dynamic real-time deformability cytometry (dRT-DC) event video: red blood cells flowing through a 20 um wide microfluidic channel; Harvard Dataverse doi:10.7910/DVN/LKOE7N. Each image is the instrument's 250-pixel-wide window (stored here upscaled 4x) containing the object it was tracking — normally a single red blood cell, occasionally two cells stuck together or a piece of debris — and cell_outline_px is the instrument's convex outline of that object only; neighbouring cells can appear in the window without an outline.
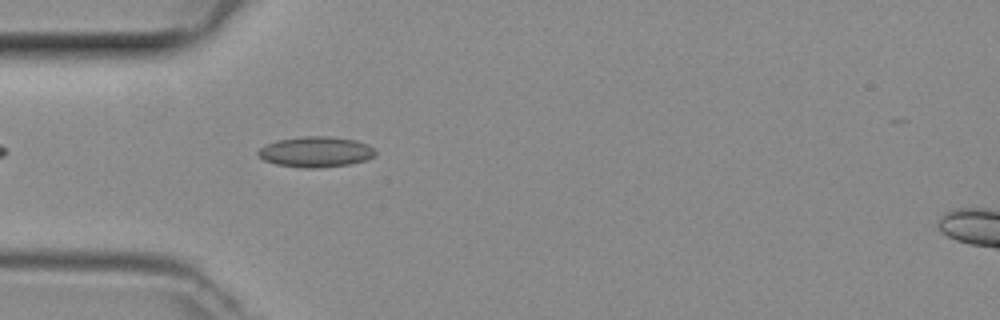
{"species": "common noctule bat (a hibernating species)", "species_latin": "Nyctalus noctula", "temperature_condition": "room temperature", "stored_images_in_passage": 39, "camera_frame_rate_fps": 3000, "um_per_image_px": 0.085, "animal": {"sex": "female", "body_mass_g": 29.2, "forearm_length_mm": 56.3}, "frame": {"image": 1, "passage_image": 4, "time_ms": 1.0, "image_size_px": [1000, 320], "cell_outline_px": [[376, 156], [352, 164], [316, 168], [308, 168], [276, 164], [264, 160], [256, 156], [256, 152], [264, 144], [276, 140], [304, 136], [328, 136], [356, 140], [368, 144], [376, 152]], "centroid_in_image_um": [26.81, 12.9], "position_along_channel_um": 58.2, "area_um2": 21.04}}
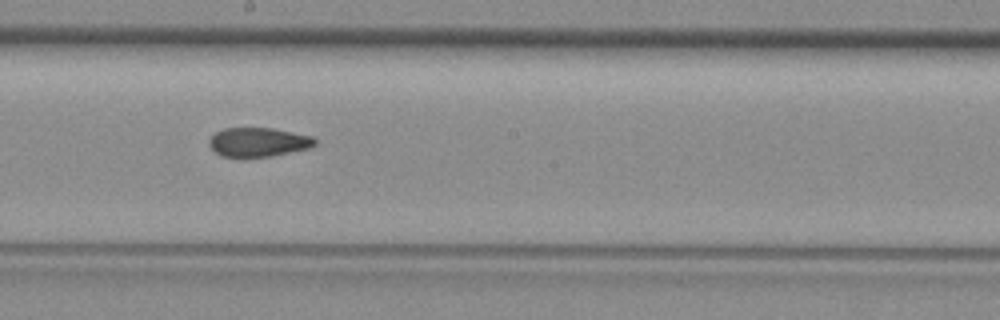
{"frame": {"image": 2, "passage_image": 16, "time_ms": 5.0, "image_size_px": [1000, 320], "cell_outline_px": [[316, 144], [308, 148], [268, 156], [220, 156], [208, 144], [208, 140], [216, 132], [224, 128], [272, 128], [312, 136], [316, 140]], "centroid_in_image_um": [21.93, 12.06], "position_along_channel_um": 226.3, "area_um2": 17.57}}
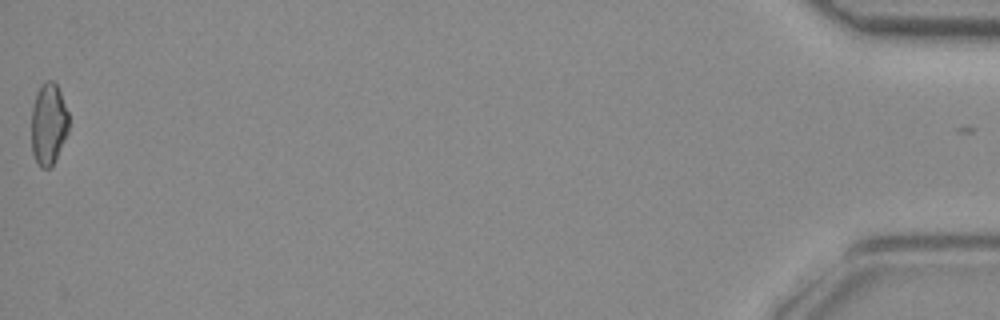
{"frame": {"image": 3, "passage_image": 38, "time_ms": 12.333, "image_size_px": [1000, 320], "cell_outline_px": [[68, 132], [52, 164], [48, 168], [40, 168], [32, 152], [32, 108], [36, 92], [44, 80], [52, 80], [56, 84], [60, 92], [68, 112]], "centroid_in_image_um": [4.11, 10.5], "position_along_channel_um": 431.1, "area_um2": 17.57}}